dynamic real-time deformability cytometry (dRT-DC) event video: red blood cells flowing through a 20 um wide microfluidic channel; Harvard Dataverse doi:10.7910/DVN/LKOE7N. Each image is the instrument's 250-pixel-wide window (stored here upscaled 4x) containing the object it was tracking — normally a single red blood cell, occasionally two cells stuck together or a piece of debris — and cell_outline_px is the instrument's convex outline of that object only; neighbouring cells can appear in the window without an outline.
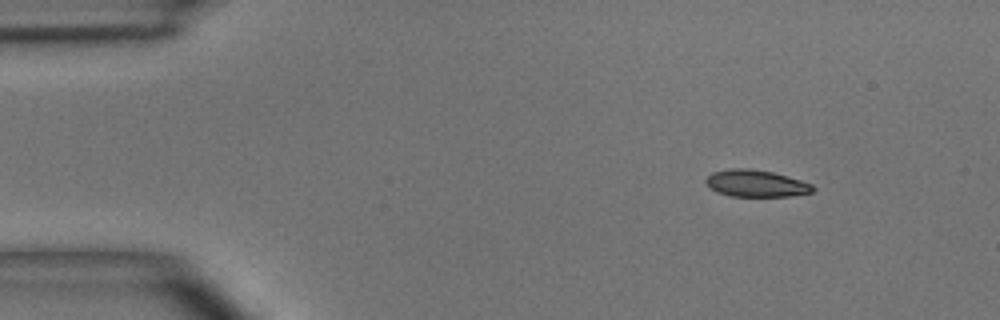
{"species": "common noctule bat (a hibernating species)", "species_latin": "Nyctalus noctula", "temperature_condition": "room temperature", "stored_images_in_passage": 5, "camera_frame_rate_fps": 3000, "um_per_image_px": 0.085, "animal": {"sex": "male", "body_mass_g": 15.6}, "frame": {"image": 1, "passage_image": 1, "time_ms": 0.0, "image_size_px": [1000, 320], "cell_outline_px": [[816, 188], [812, 192], [788, 196], [732, 196], [716, 192], [708, 188], [704, 180], [712, 172], [732, 168], [748, 168], [772, 172], [800, 180], [812, 184]], "centroid_in_image_um": [64.22, 15.59], "position_along_channel_um": 20.8, "area_um2": 16.76}}
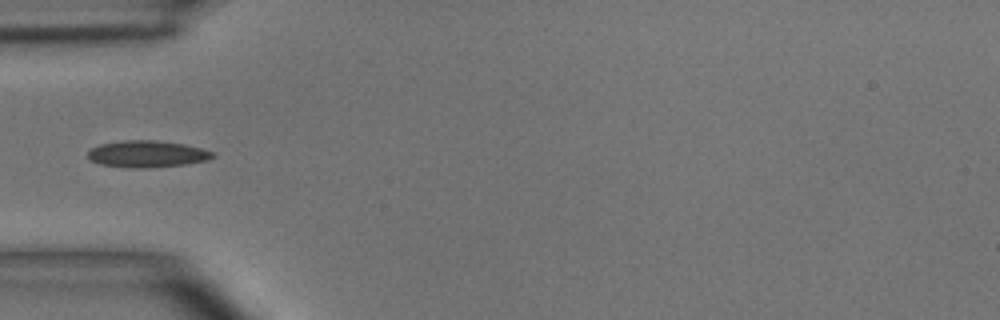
{"frame": {"image": 2, "passage_image": 4, "time_ms": 3.333, "image_size_px": [1000, 320], "cell_outline_px": [[216, 156], [208, 160], [184, 164], [148, 168], [132, 168], [100, 164], [92, 160], [88, 156], [88, 152], [92, 148], [100, 144], [120, 140], [156, 140], [184, 144], [200, 148], [212, 152]], "centroid_in_image_um": [12.5, 13.08], "position_along_channel_um": 72.5, "area_um2": 19.36}}
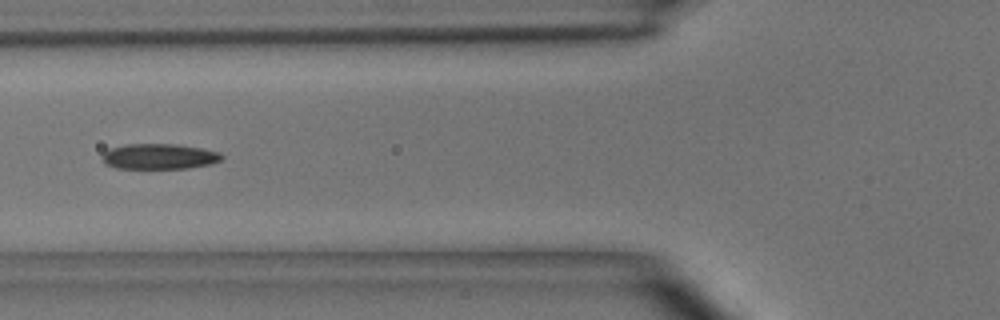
{"frame": {"image": 3, "passage_image": 5, "time_ms": 4.333, "image_size_px": [1000, 320], "cell_outline_px": [[224, 156], [220, 160], [212, 164], [188, 168], [116, 168], [104, 164], [104, 152], [108, 148], [124, 144], [176, 144], [200, 148], [220, 152]], "centroid_in_image_um": [13.53, 13.29], "position_along_channel_um": 112.3, "area_um2": 17.74}}